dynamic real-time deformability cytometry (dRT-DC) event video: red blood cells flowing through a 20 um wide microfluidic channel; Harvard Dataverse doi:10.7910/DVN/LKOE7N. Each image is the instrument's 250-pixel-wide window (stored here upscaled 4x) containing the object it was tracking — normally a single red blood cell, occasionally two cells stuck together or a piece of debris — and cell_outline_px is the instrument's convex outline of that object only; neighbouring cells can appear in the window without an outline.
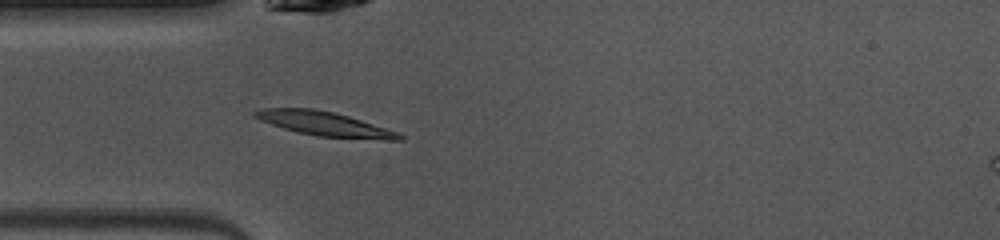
{"species": "common noctule bat (a hibernating species)", "species_latin": "Nyctalus noctula", "temperature_condition": "warm", "stored_images_in_passage": 34, "camera_frame_rate_fps": 3000, "um_per_image_px": 0.085, "animal": {"sex": "female", "body_mass_g": 10.0, "forearm_length_mm": 53.1}, "frame": {"image": 1, "passage_image": 4, "time_ms": 1.0, "image_size_px": [1000, 240], "cell_outline_px": [[404, 140], [388, 140], [316, 136], [296, 132], [260, 120], [252, 116], [252, 112], [264, 108], [312, 108], [332, 112], [348, 116], [400, 132], [404, 136]], "centroid_in_image_um": [27.62, 10.53], "position_along_channel_um": 57.4, "area_um2": 20.4}}
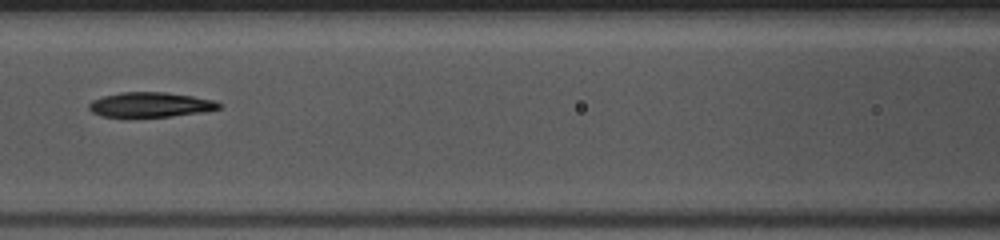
{"frame": {"image": 2, "passage_image": 11, "time_ms": 3.333, "image_size_px": [1000, 240], "cell_outline_px": [[220, 108], [200, 112], [172, 116], [104, 116], [92, 112], [88, 108], [88, 104], [92, 100], [104, 96], [120, 92], [164, 92], [192, 96], [216, 100], [220, 104]], "centroid_in_image_um": [12.78, 8.88], "position_along_channel_um": 153.8, "area_um2": 18.5}}
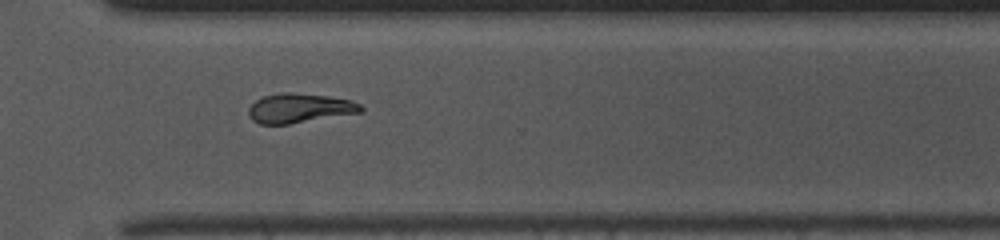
{"frame": {"image": 3, "passage_image": 25, "time_ms": 8.0, "image_size_px": [1000, 240], "cell_outline_px": [[364, 108], [360, 112], [288, 124], [260, 124], [252, 120], [248, 112], [248, 108], [256, 100], [264, 96], [280, 92], [292, 92], [328, 96], [352, 100], [360, 104]], "centroid_in_image_um": [25.44, 9.18], "position_along_channel_um": 345.2, "area_um2": 19.13}, "authors_computed_cell_mechanics": {"area_um2": 19.4786, "velocity_mm_per_s": 4.1155, "shape_relaxation_time_tau1_ms": 10.3305, "shape_relaxation_time_tau2_ms": 10.2745, "deformation_change_tau1": 0.2852, "deformation_change_tau2": 0.191}}